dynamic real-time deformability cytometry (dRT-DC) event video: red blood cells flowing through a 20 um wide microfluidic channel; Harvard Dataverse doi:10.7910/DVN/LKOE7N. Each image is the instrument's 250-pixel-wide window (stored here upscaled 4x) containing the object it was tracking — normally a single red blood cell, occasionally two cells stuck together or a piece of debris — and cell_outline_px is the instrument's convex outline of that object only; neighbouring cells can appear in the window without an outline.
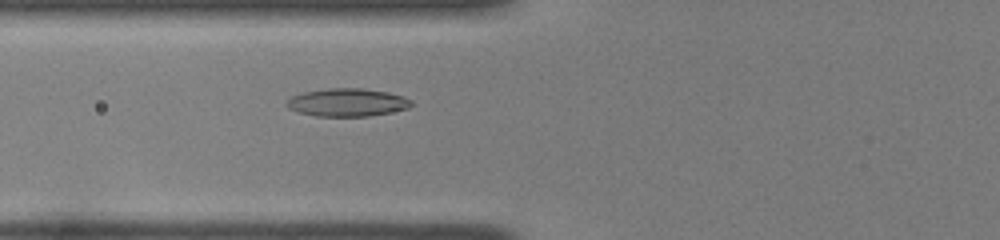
{"species": "common noctule bat (a hibernating species)", "species_latin": "Nyctalus noctula", "temperature_condition": "room temperature", "stored_images_in_passage": 44, "camera_frame_rate_fps": 3000, "um_per_image_px": 0.085, "animal": {"sex": "female", "body_mass_g": 22.0, "forearm_length_mm": 56.7}, "frame": {"image": 1, "passage_image": 14, "time_ms": 4.333, "image_size_px": [1000, 240], "cell_outline_px": [[412, 104], [408, 108], [368, 116], [316, 116], [296, 112], [288, 108], [284, 104], [292, 96], [304, 92], [328, 88], [364, 88], [388, 92], [404, 96], [412, 100]], "centroid_in_image_um": [29.5, 8.7], "position_along_channel_um": 96.3, "area_um2": 20.35}}
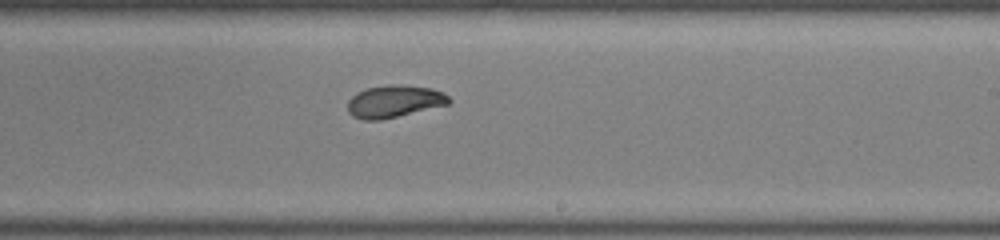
{"frame": {"image": 2, "passage_image": 26, "time_ms": 8.333, "image_size_px": [1000, 240], "cell_outline_px": [[452, 100], [448, 104], [380, 120], [364, 120], [352, 116], [348, 112], [348, 100], [356, 92], [368, 88], [392, 84], [396, 84], [432, 88], [444, 92]], "centroid_in_image_um": [33.5, 8.61], "position_along_channel_um": 255.5, "area_um2": 18.96}}
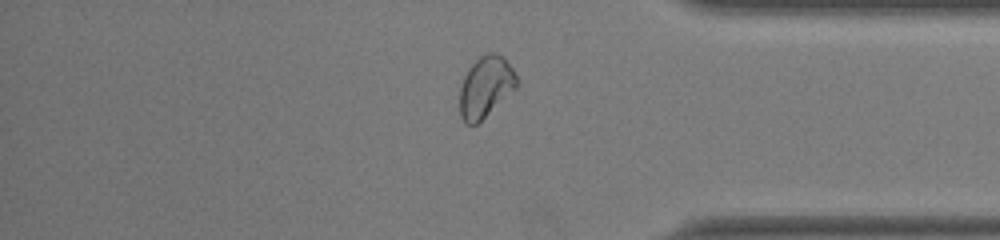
{"frame": {"image": 3, "passage_image": 37, "time_ms": 12.0, "image_size_px": [1000, 240], "cell_outline_px": [[520, 84], [516, 88], [476, 124], [468, 124], [460, 116], [460, 88], [464, 76], [468, 68], [480, 56], [488, 52], [496, 52], [504, 56], [512, 68]], "centroid_in_image_um": [41.29, 7.34], "position_along_channel_um": 393.9, "area_um2": 20.17}, "authors_computed_cell_mechanics": {"area_um2": 19.1607, "velocity_mm_per_s": 3.9853, "shape_relaxation_time_tau1_ms": 10.418, "shape_relaxation_time_tau2_ms": 1.7265, "deformation_change_tau1": 0.2456, "deformation_change_tau2": 0.055}}